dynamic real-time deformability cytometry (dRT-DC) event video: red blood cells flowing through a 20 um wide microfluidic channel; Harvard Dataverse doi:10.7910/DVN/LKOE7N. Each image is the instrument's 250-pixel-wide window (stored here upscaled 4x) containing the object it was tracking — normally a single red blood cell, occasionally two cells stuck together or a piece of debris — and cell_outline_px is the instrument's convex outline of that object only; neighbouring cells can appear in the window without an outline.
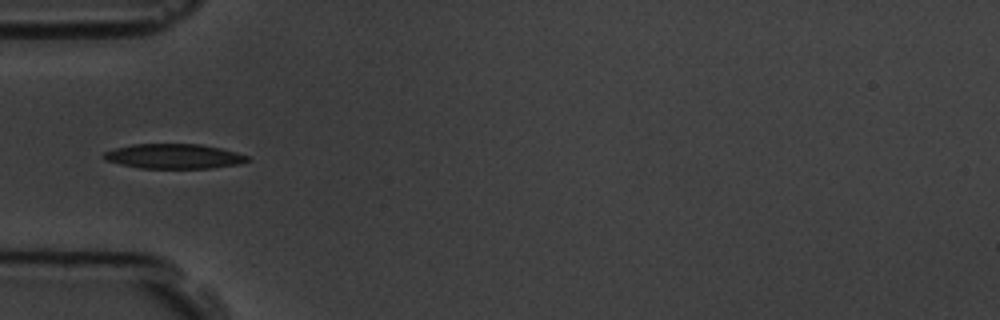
{"species": "common noctule bat (a hibernating species)", "species_latin": "Nyctalus noctula", "temperature_condition": "room temperature", "stored_images_in_passage": 2, "camera_frame_rate_fps": 3000, "um_per_image_px": 0.085, "animal": {"sex": "male", "body_mass_g": 19.5, "forearm_length_mm": 54.6}, "frame": {"image": 1, "passage_image": 2, "time_ms": 1.333, "image_size_px": [1000, 320], "cell_outline_px": [[248, 160], [236, 164], [212, 168], [140, 168], [120, 164], [104, 160], [100, 156], [104, 152], [116, 148], [132, 144], [200, 144], [220, 148], [236, 152], [248, 156]], "centroid_in_image_um": [14.71, 13.28], "position_along_channel_um": 70.3, "area_um2": 20.63}}